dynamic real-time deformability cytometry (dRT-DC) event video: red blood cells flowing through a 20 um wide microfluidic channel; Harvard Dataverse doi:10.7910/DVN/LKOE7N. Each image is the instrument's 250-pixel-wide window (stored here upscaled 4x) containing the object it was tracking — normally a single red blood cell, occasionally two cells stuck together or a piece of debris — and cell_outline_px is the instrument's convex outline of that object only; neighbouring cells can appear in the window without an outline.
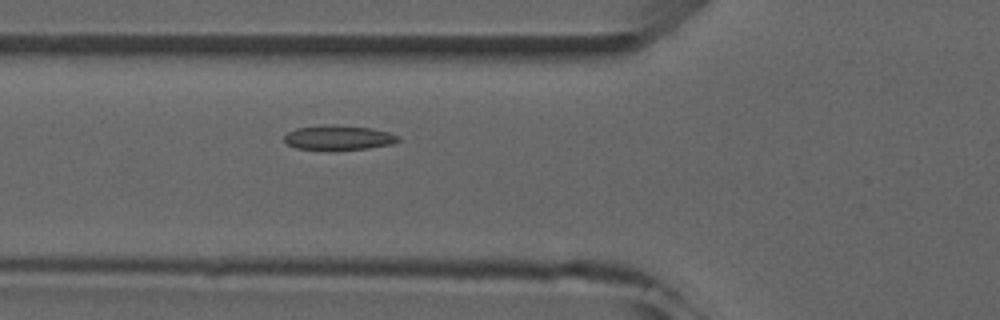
{"species": "common noctule bat (a hibernating species)", "species_latin": "Nyctalus noctula", "temperature_condition": "room temperature", "stored_images_in_passage": 5, "camera_frame_rate_fps": 3000, "um_per_image_px": 0.085, "animal": {"sex": "male", "forearm_length_mm": 52.5}, "frame": {"image": 1, "passage_image": 5, "time_ms": 4.333, "image_size_px": [1000, 320], "cell_outline_px": [[400, 140], [392, 144], [368, 148], [332, 152], [328, 152], [296, 148], [288, 144], [284, 140], [284, 136], [288, 132], [296, 128], [324, 124], [372, 128], [388, 132], [400, 136]], "centroid_in_image_um": [28.75, 11.73], "position_along_channel_um": 97.0, "area_um2": 16.94}}